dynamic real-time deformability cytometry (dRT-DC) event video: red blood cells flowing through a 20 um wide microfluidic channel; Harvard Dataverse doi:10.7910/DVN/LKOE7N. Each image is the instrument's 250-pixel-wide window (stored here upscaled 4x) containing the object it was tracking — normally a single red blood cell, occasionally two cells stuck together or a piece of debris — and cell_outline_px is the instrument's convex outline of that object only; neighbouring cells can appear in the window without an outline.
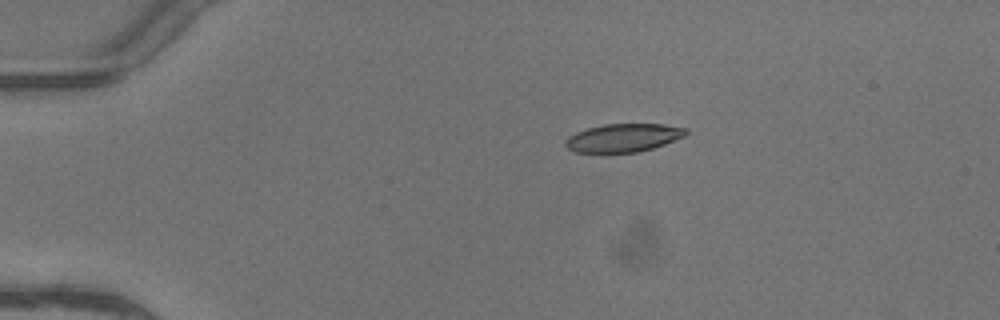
{"species": "common noctule bat (a hibernating species)", "species_latin": "Nyctalus noctula", "temperature_condition": "warm", "stored_images_in_passage": 3, "camera_frame_rate_fps": 3000, "um_per_image_px": 0.085, "animal": {"sex": "female"}, "frame": {"image": 1, "passage_image": 1, "time_ms": 0.0, "image_size_px": [1000, 320], "cell_outline_px": [[688, 132], [684, 136], [664, 144], [652, 148], [636, 152], [576, 152], [568, 148], [564, 144], [564, 140], [568, 136], [576, 132], [588, 128], [604, 124], [664, 124], [688, 128]], "centroid_in_image_um": [52.98, 11.7], "position_along_channel_um": 32.0, "area_um2": 19.71}}
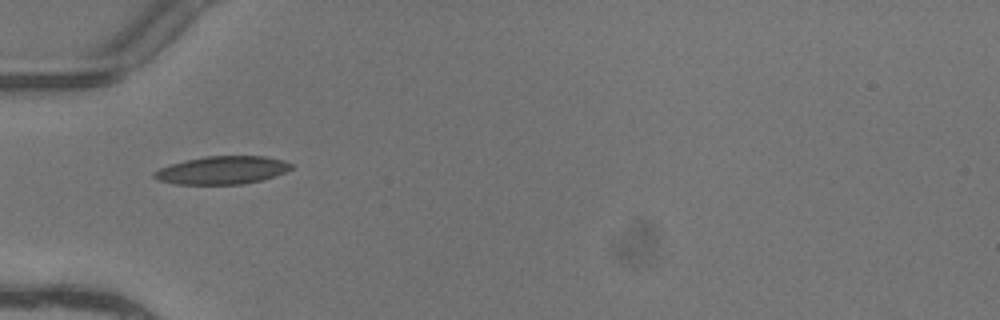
{"frame": {"image": 2, "passage_image": 3, "time_ms": 0.667, "image_size_px": [1000, 320], "cell_outline_px": [[292, 168], [284, 172], [264, 180], [244, 184], [176, 184], [156, 180], [152, 176], [152, 172], [160, 168], [184, 160], [204, 156], [264, 156], [284, 160], [292, 164]], "centroid_in_image_um": [18.87, 14.47], "position_along_channel_um": 66.1, "area_um2": 22.48}}